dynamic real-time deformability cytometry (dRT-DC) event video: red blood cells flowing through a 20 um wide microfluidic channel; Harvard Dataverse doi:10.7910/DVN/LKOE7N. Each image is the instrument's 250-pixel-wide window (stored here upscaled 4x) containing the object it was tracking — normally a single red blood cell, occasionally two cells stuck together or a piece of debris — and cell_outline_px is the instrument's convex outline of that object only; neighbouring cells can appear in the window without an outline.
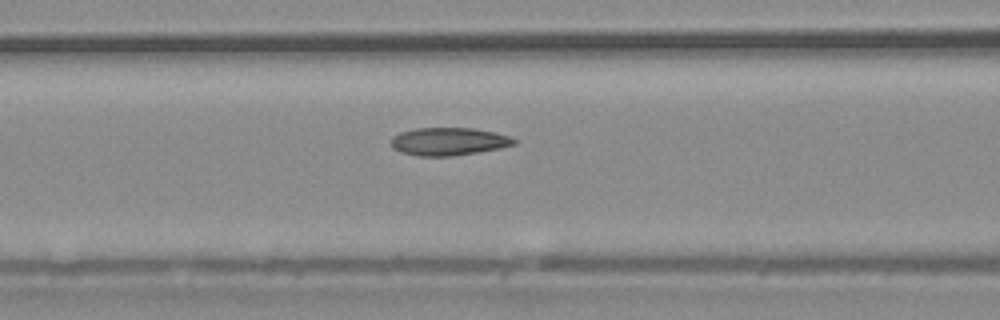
{"species": "common noctule bat (a hibernating species)", "species_latin": "Nyctalus noctula", "temperature_condition": "warm", "stored_images_in_passage": 41, "camera_frame_rate_fps": 3000, "um_per_image_px": 0.085, "animal": {"sex": "male", "body_mass_g": 20.4}, "frame": {"image": 1, "passage_image": 12, "time_ms": 3.667, "image_size_px": [1000, 320], "cell_outline_px": [[516, 144], [500, 148], [452, 156], [416, 156], [400, 152], [392, 148], [392, 136], [400, 132], [416, 128], [472, 128], [496, 132], [508, 136], [516, 140]], "centroid_in_image_um": [38.11, 12.02], "position_along_channel_um": 128.5, "area_um2": 19.94}}
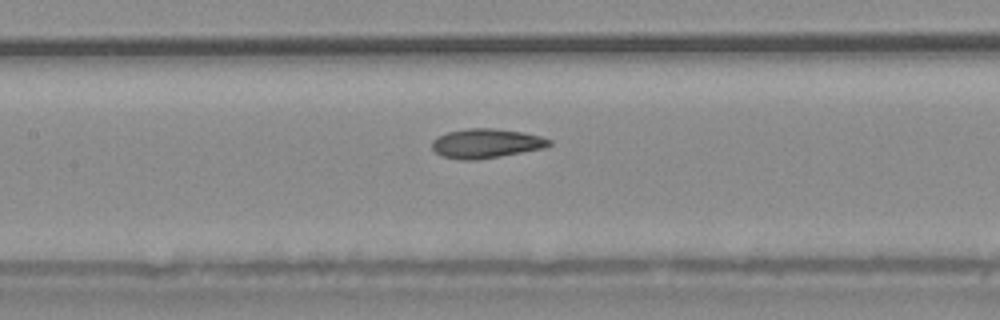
{"frame": {"image": 2, "passage_image": 15, "time_ms": 4.667, "image_size_px": [1000, 320], "cell_outline_px": [[552, 144], [544, 148], [500, 156], [476, 160], [460, 160], [440, 156], [432, 148], [432, 140], [448, 132], [468, 128], [496, 128], [524, 132], [540, 136], [552, 140]], "centroid_in_image_um": [41.33, 12.19], "position_along_channel_um": 166.1, "area_um2": 20.11}}
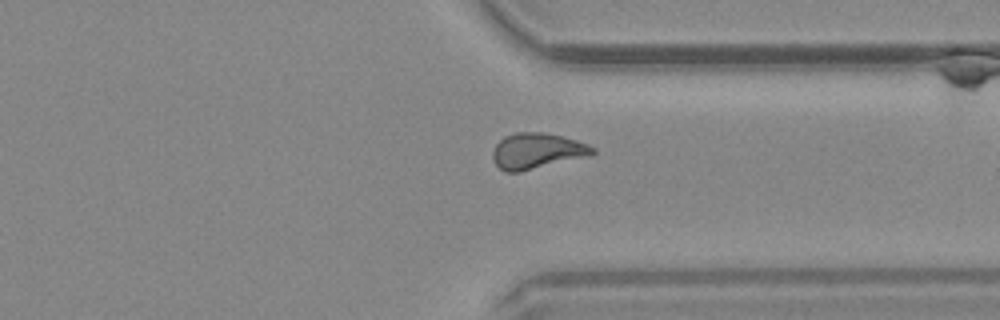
{"frame": {"image": 3, "passage_image": 31, "time_ms": 10.0, "image_size_px": [1000, 320], "cell_outline_px": [[596, 152], [592, 156], [520, 172], [504, 172], [492, 160], [492, 152], [496, 144], [504, 136], [516, 132], [544, 132], [576, 140], [588, 144], [596, 148]], "centroid_in_image_um": [45.67, 12.84], "position_along_channel_um": 365.7, "area_um2": 21.15}, "authors_computed_cell_mechanics": {"area_um2": 19.941, "velocity_mm_per_s": 3.7543, "shape_relaxation_time_tau1_ms": 10.96, "shape_relaxation_time_tau2_ms": 3.0954, "deformation_change_tau1": 0.2162, "deformation_change_tau2": 0.0929}}